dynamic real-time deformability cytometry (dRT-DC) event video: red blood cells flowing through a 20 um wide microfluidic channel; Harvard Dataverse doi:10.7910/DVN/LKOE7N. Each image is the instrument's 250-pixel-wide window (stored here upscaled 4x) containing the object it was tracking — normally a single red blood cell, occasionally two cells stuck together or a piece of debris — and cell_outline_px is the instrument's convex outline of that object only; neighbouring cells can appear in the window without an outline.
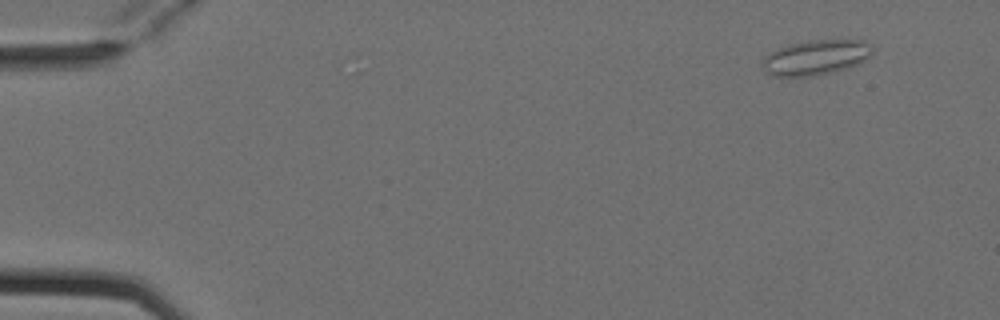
{"species": "Egyptian fruit bat (a non-hibernating species)", "species_latin": "Rousettus aegyptiacus", "temperature_condition": "cold", "stored_images_in_passage": 5, "segment_of_instrument_passage": [2, 2], "camera_frame_rate_fps": 3000, "um_per_image_px": 0.085, "animal": {"sex": "female"}, "frame": {"image": 1, "passage_image": 5, "time_ms": 1.333, "image_size_px": [1000, 320], "cell_outline_px": [[872, 52], [864, 60], [848, 68], [832, 72], [812, 76], [772, 76], [764, 68], [764, 56], [776, 48], [788, 44], [808, 40], [864, 40], [872, 44]], "centroid_in_image_um": [69.35, 4.86], "position_along_channel_um": 15.7, "area_um2": 22.37}}